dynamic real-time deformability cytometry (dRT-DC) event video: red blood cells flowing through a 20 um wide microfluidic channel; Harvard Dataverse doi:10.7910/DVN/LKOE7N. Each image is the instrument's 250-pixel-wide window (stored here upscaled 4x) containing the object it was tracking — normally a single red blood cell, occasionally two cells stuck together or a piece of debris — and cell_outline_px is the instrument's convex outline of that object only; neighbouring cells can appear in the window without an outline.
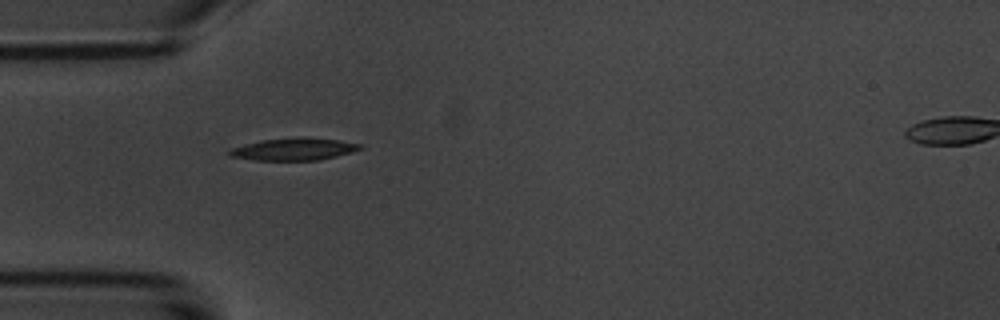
{"species": "common noctule bat (a hibernating species)", "species_latin": "Nyctalus noctula", "temperature_condition": "room temperature", "stored_images_in_passage": 5, "camera_frame_rate_fps": 3000, "um_per_image_px": 0.085, "animal": {"sex": "male", "body_mass_g": 20.1, "forearm_length_mm": 53.5}, "frame": {"image": 1, "passage_image": 4, "time_ms": 4.333, "image_size_px": [1000, 320], "cell_outline_px": [[364, 148], [352, 152], [336, 156], [316, 160], [252, 160], [232, 156], [228, 152], [228, 148], [244, 144], [264, 140], [300, 136], [304, 136], [336, 140], [364, 144]], "centroid_in_image_um": [25.0, 12.67], "position_along_channel_um": 60.0, "area_um2": 17.05}}
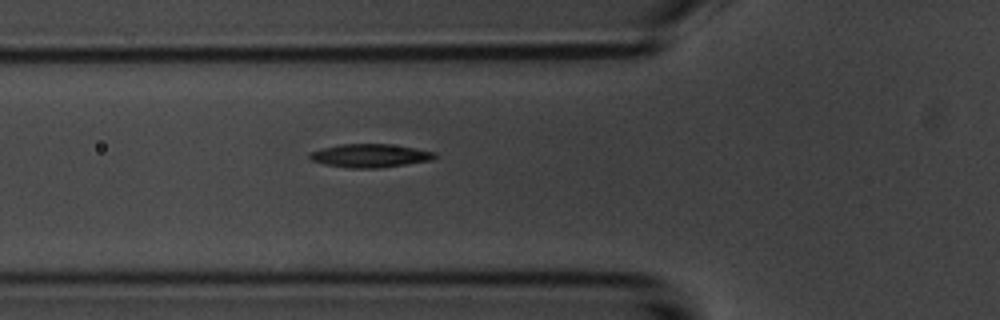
{"frame": {"image": 2, "passage_image": 5, "time_ms": 5.333, "image_size_px": [1000, 320], "cell_outline_px": [[436, 156], [432, 160], [380, 168], [348, 168], [324, 164], [312, 160], [308, 156], [308, 152], [340, 144], [388, 144], [436, 152]], "centroid_in_image_um": [31.42, 13.24], "position_along_channel_um": 94.4, "area_um2": 16.94}}